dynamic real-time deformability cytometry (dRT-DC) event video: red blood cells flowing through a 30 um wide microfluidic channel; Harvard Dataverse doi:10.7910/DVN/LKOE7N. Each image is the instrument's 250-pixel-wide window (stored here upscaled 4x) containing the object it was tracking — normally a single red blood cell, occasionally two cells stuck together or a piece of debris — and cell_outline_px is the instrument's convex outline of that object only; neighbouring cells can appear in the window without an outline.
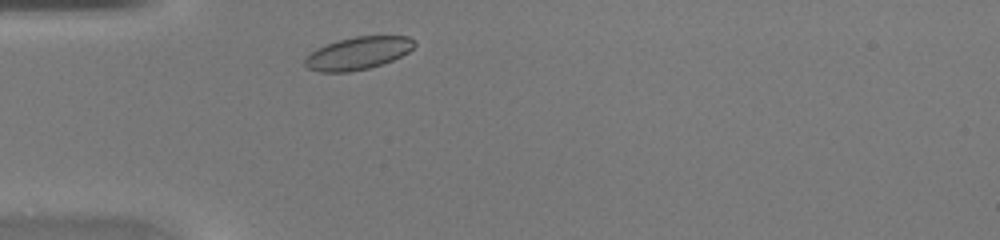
{"species": "common noctule bat (a hibernating species)", "species_latin": "Nyctalus noctula", "temperature_condition": "warm", "stored_images_in_passage": 27, "camera_frame_rate_fps": 3000, "um_per_image_px": 0.085, "animal": {"sex": "female", "body_mass_g": 20.0, "forearm_length_mm": 54.0}, "frame": {"image": 1, "passage_image": 2, "time_ms": 0.333, "image_size_px": [1000, 240], "cell_outline_px": [[416, 44], [408, 52], [392, 60], [368, 68], [348, 72], [320, 72], [308, 68], [304, 64], [304, 60], [316, 48], [340, 40], [356, 36], [408, 36]], "centroid_in_image_um": [30.42, 4.52], "position_along_channel_um": 54.6, "area_um2": 20.46}}
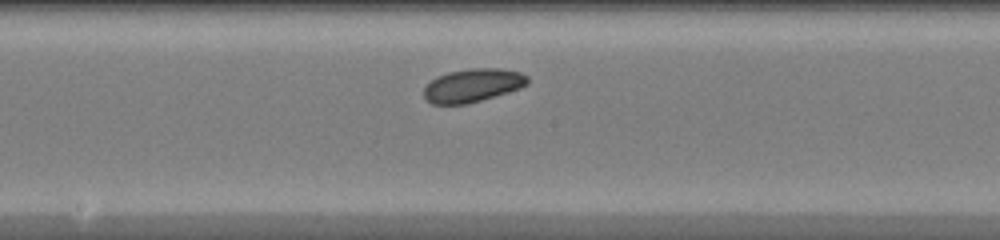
{"frame": {"image": 2, "passage_image": 13, "time_ms": 4.0, "image_size_px": [1000, 240], "cell_outline_px": [[528, 84], [520, 88], [508, 92], [468, 104], [432, 104], [424, 96], [424, 88], [436, 76], [448, 72], [472, 68], [500, 68], [520, 72], [528, 76]], "centroid_in_image_um": [40.19, 7.25], "position_along_channel_um": 208.0, "area_um2": 20.11}}
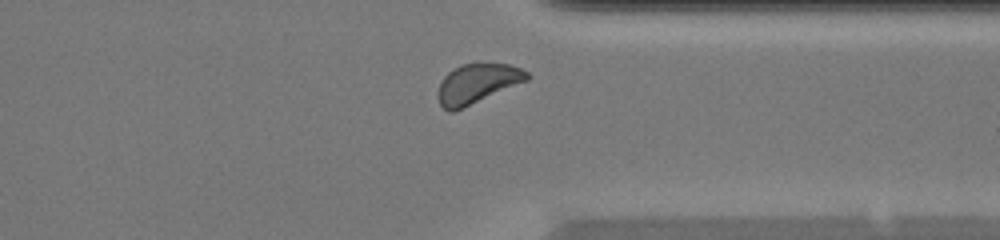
{"frame": {"image": 3, "passage_image": 24, "time_ms": 7.667, "image_size_px": [1000, 240], "cell_outline_px": [[532, 76], [528, 80], [452, 112], [448, 112], [440, 104], [436, 96], [436, 92], [444, 76], [452, 68], [460, 64], [476, 60], [508, 64], [520, 68], [528, 72]], "centroid_in_image_um": [40.55, 7.04], "position_along_channel_um": 370.9, "area_um2": 21.1}}